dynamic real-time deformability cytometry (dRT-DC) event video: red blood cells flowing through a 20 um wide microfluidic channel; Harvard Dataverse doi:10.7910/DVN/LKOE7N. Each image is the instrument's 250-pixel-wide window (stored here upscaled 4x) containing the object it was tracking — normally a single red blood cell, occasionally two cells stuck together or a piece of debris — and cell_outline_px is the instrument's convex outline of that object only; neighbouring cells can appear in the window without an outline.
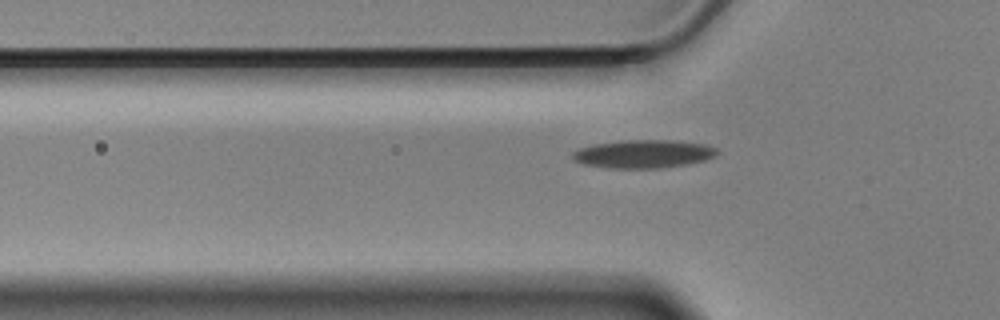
{"species": "Egyptian fruit bat (a non-hibernating species)", "species_latin": "Rousettus aegyptiacus", "temperature_condition": "cold", "stored_images_in_passage": 35, "camera_frame_rate_fps": 3000, "um_per_image_px": 0.085, "animal": {"sex": "male"}, "frame": {"image": 1, "passage_image": 3, "time_ms": 0.667, "image_size_px": [1000, 320], "cell_outline_px": [[720, 152], [716, 156], [704, 160], [688, 164], [660, 168], [608, 168], [584, 164], [572, 160], [572, 152], [580, 148], [592, 144], [620, 140], [672, 140], [704, 144], [716, 148]], "centroid_in_image_um": [54.68, 13.08], "position_along_channel_um": 71.1, "area_um2": 23.93}}
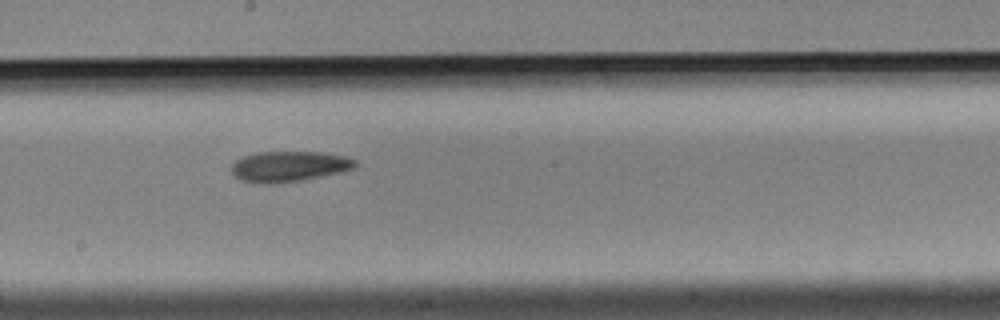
{"frame": {"image": 2, "passage_image": 16, "time_ms": 5.0, "image_size_px": [1000, 320], "cell_outline_px": [[356, 164], [352, 168], [340, 172], [300, 180], [272, 184], [260, 184], [240, 180], [232, 172], [232, 164], [236, 160], [244, 156], [256, 152], [320, 152], [348, 156], [356, 160]], "centroid_in_image_um": [24.55, 14.14], "position_along_channel_um": 223.7, "area_um2": 21.91}}
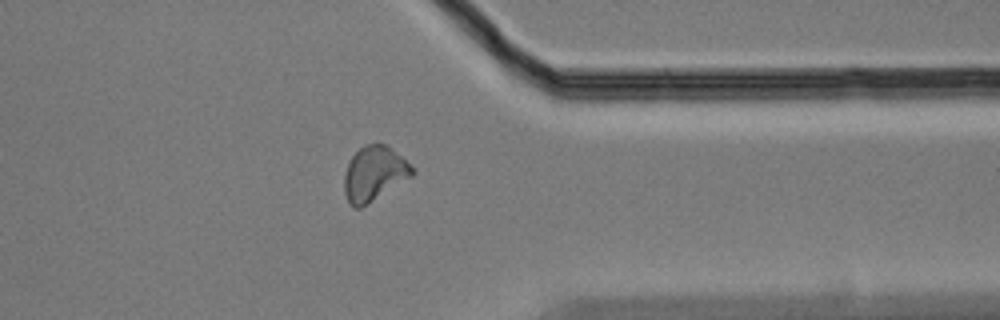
{"frame": {"image": 3, "passage_image": 30, "time_ms": 9.667, "image_size_px": [1000, 320], "cell_outline_px": [[416, 172], [412, 176], [360, 208], [356, 208], [348, 204], [344, 192], [344, 176], [348, 164], [352, 156], [364, 144], [388, 144], [416, 168]], "centroid_in_image_um": [31.83, 14.74], "position_along_channel_um": 379.6, "area_um2": 21.73}}